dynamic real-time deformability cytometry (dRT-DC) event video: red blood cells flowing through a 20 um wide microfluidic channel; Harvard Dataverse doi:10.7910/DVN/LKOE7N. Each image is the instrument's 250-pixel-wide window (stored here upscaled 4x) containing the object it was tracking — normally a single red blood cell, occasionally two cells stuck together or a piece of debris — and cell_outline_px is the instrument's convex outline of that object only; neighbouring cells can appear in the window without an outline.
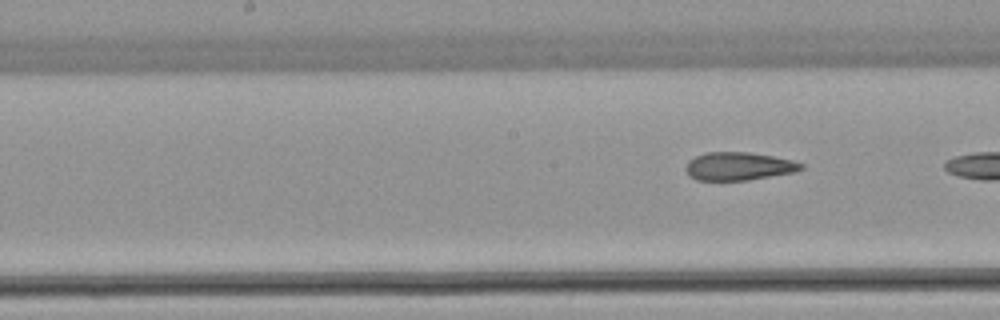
{"species": "common noctule bat (a hibernating species)", "species_latin": "Nyctalus noctula", "temperature_condition": "warm", "stored_images_in_passage": 8, "segment_of_instrument_passage": [2, 2], "camera_frame_rate_fps": 3000, "um_per_image_px": 0.085, "animal": {"sex": "female", "body_mass_g": 22.7, "forearm_length_mm": 54.2}, "frame": {"image": 1, "passage_image": 8, "time_ms": 9.0, "image_size_px": [1000, 320], "cell_outline_px": [[804, 168], [796, 172], [748, 180], [696, 180], [688, 176], [684, 168], [688, 160], [696, 156], [708, 152], [748, 152], [772, 156], [792, 160], [804, 164]], "centroid_in_image_um": [62.77, 14.14], "position_along_channel_um": 185.4, "area_um2": 19.02}}